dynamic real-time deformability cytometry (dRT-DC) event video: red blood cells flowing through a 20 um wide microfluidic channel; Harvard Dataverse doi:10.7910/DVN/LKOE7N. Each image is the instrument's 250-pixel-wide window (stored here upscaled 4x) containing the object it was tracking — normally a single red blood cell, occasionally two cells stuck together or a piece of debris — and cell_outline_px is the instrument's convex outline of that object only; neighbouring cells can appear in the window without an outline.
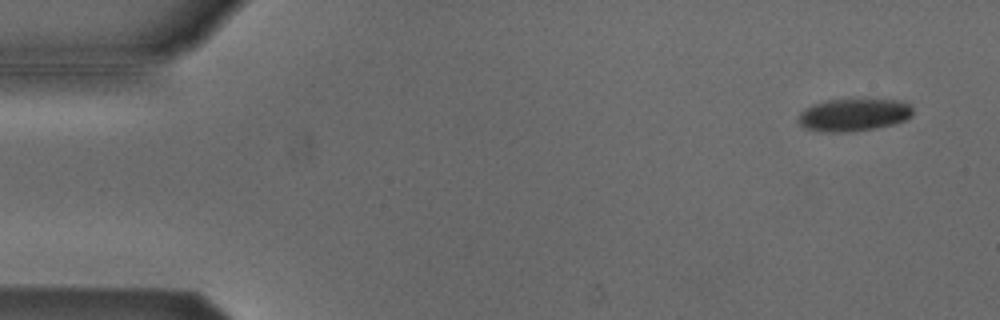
{"species": "Egyptian fruit bat (a non-hibernating species)", "species_latin": "Rousettus aegyptiacus", "temperature_condition": "cold", "stored_images_in_passage": 53, "camera_frame_rate_fps": 3000, "um_per_image_px": 0.085, "animal": {"sex": "male"}, "frame": {"image": 1, "passage_image": 3, "time_ms": 0.667, "image_size_px": [1000, 320], "cell_outline_px": [[912, 116], [904, 120], [892, 124], [876, 128], [848, 132], [820, 132], [804, 128], [796, 120], [800, 112], [804, 108], [812, 104], [828, 100], [896, 100], [908, 104], [912, 108]], "centroid_in_image_um": [72.49, 9.78], "position_along_channel_um": 12.5, "area_um2": 21.68}}
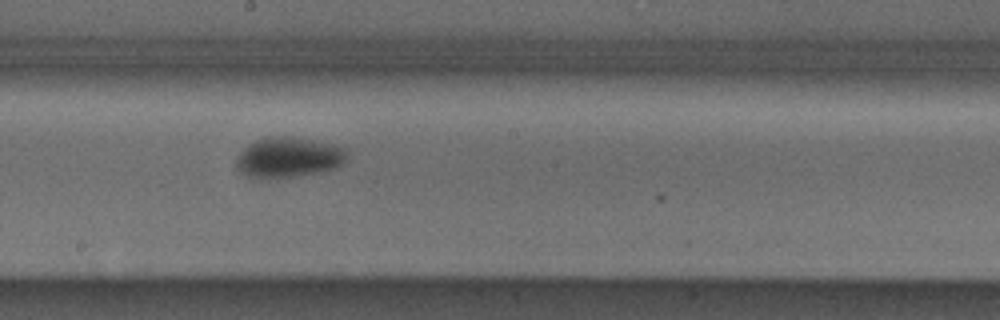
{"frame": {"image": 2, "passage_image": 29, "time_ms": 9.333, "image_size_px": [1000, 320], "cell_outline_px": [[348, 152], [344, 164], [336, 168], [320, 172], [292, 176], [248, 176], [240, 172], [236, 168], [236, 160], [240, 152], [248, 144], [256, 140], [268, 136], [288, 136], [312, 140], [332, 144], [348, 148]], "centroid_in_image_um": [24.57, 13.34], "position_along_channel_um": 223.6, "area_um2": 25.72}}
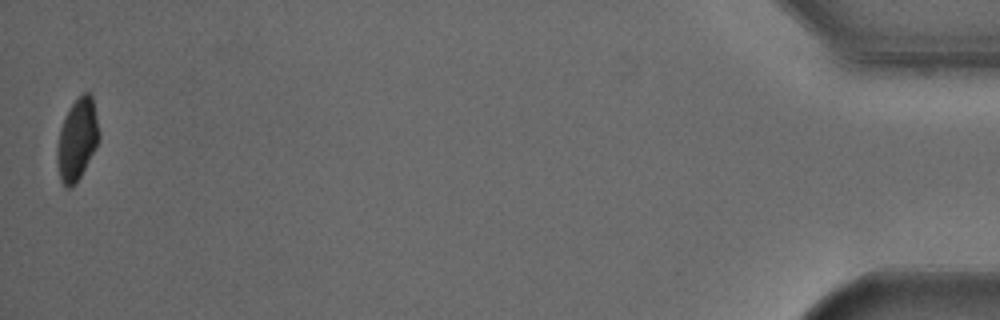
{"frame": {"image": 3, "passage_image": 53, "time_ms": 17.333, "image_size_px": [1000, 320], "cell_outline_px": [[100, 136], [96, 148], [80, 176], [68, 188], [64, 188], [60, 180], [56, 160], [56, 148], [60, 128], [72, 104], [84, 92], [88, 92], [92, 96], [100, 132]], "centroid_in_image_um": [6.55, 11.87], "position_along_channel_um": 428.6, "area_um2": 19.77}, "authors_computed_cell_mechanics": {"area_um2": 23.0622, "velocity_mm_per_s": 3.8029, "shape_relaxation_time_tau1_ms": 2.4969, "shape_relaxation_time_tau2_ms": null, "deformation_change_tau1": 0.0784, "deformation_change_tau2": null}}